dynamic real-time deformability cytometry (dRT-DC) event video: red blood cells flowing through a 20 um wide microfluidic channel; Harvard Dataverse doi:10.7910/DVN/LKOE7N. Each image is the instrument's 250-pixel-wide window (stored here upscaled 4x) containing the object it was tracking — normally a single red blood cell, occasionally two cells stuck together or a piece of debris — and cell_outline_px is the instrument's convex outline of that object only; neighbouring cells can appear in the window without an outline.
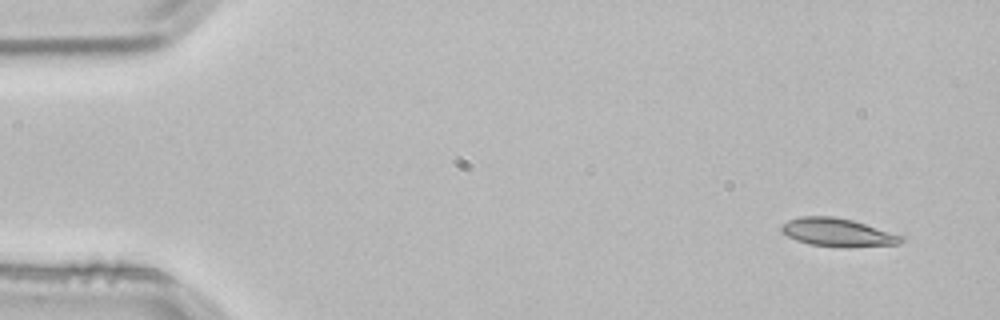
{"species": "common noctule bat (a hibernating species)", "species_latin": "Nyctalus noctula", "temperature_condition": "room temperature", "stored_images_in_passage": 3, "camera_frame_rate_fps": 3000, "um_per_image_px": 0.085, "animal": {"sex": "male", "body_mass_g": 21.5, "forearm_length_mm": 52.0}, "frame": {"image": 1, "passage_image": 1, "time_ms": 0.0, "image_size_px": [1000, 320], "cell_outline_px": [[904, 240], [900, 244], [812, 244], [796, 240], [780, 232], [780, 224], [788, 220], [800, 216], [832, 216], [852, 220], [904, 236]], "centroid_in_image_um": [71.1, 19.68], "position_along_channel_um": 13.9, "area_um2": 18.55}}
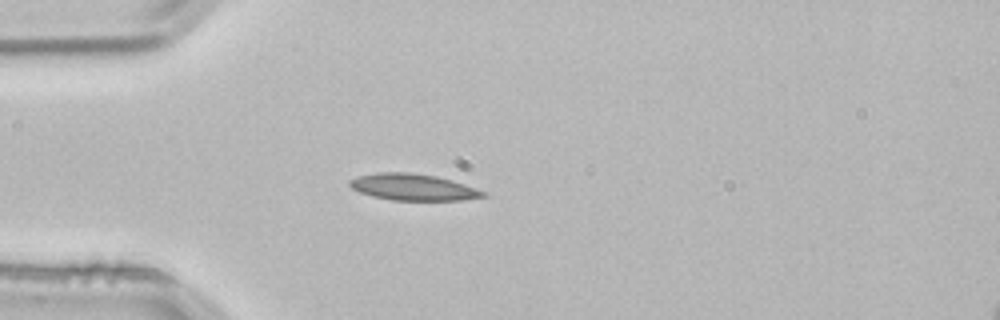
{"frame": {"image": 2, "passage_image": 3, "time_ms": 0.667, "image_size_px": [1000, 320], "cell_outline_px": [[488, 196], [460, 200], [392, 200], [372, 196], [360, 192], [352, 188], [348, 184], [348, 180], [356, 176], [376, 172], [408, 172], [436, 176], [452, 180], [488, 192]], "centroid_in_image_um": [35.1, 15.9], "position_along_channel_um": 49.9, "area_um2": 20.75}}